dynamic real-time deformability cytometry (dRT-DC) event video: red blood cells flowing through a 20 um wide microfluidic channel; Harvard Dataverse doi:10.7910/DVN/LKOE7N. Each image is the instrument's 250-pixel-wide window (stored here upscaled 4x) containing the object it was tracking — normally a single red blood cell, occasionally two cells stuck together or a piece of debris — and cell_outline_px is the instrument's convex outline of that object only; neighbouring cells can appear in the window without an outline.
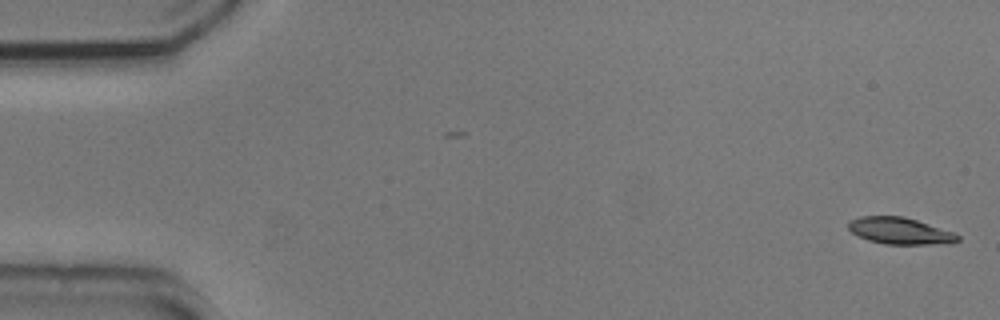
{"species": "common noctule bat (a hibernating species)", "species_latin": "Nyctalus noctula", "temperature_condition": "cold", "stored_images_in_passage": 54, "camera_frame_rate_fps": 3000, "um_per_image_px": 0.085, "animal": {"sex": "male", "body_mass_g": 20.5, "forearm_length_mm": 52.5}, "frame": {"image": 1, "passage_image": 1, "time_ms": 0.0, "image_size_px": [1000, 320], "cell_outline_px": [[960, 240], [928, 244], [884, 244], [868, 240], [852, 232], [848, 228], [848, 220], [860, 216], [904, 216], [956, 232], [960, 236]], "centroid_in_image_um": [76.47, 19.6], "position_along_channel_um": 8.5, "area_um2": 16.94}}
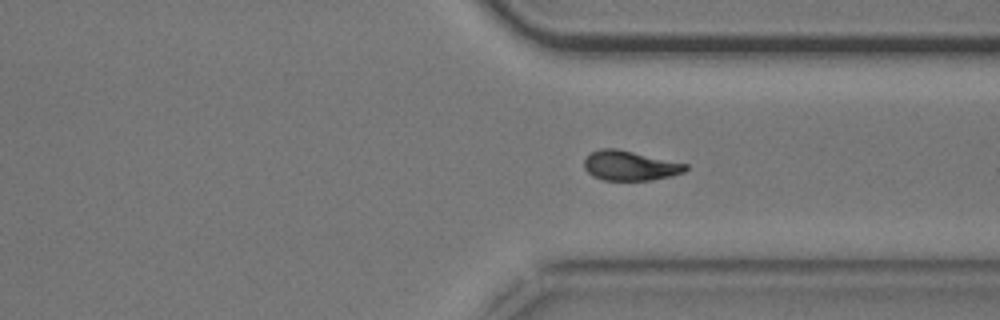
{"frame": {"image": 2, "passage_image": 40, "time_ms": 13.0, "image_size_px": [1000, 320], "cell_outline_px": [[688, 168], [684, 172], [672, 176], [648, 180], [604, 180], [592, 176], [584, 168], [584, 160], [592, 152], [600, 148], [616, 148], [688, 164]], "centroid_in_image_um": [53.54, 14.08], "position_along_channel_um": 357.9, "area_um2": 17.51}}
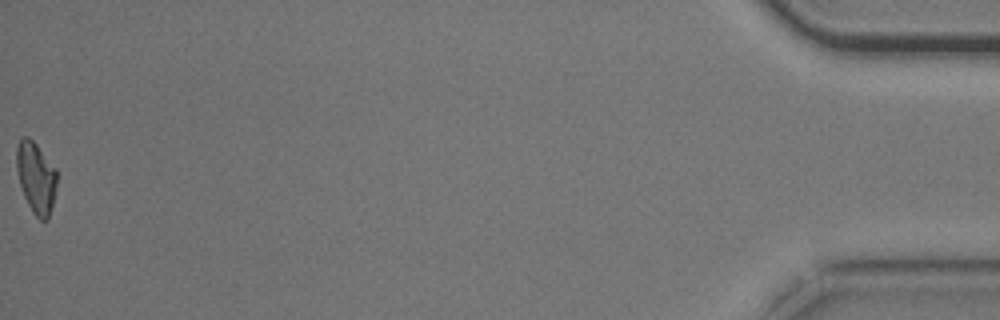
{"frame": {"image": 3, "passage_image": 54, "time_ms": 17.667, "image_size_px": [1000, 320], "cell_outline_px": [[56, 184], [52, 204], [48, 220], [40, 220], [32, 212], [24, 196], [20, 184], [16, 168], [16, 148], [20, 136], [28, 136], [36, 144], [56, 168]], "centroid_in_image_um": [3.04, 15.06], "position_along_channel_um": 432.2, "area_um2": 16.7}, "authors_computed_cell_mechanics": {"area_um2": 17.7157, "velocity_mm_per_s": 3.7284, "shape_relaxation_time_tau1_ms": 2.6377, "shape_relaxation_time_tau2_ms": 3.4719, "deformation_change_tau1": 0.1209, "deformation_change_tau2": 0.0802}}